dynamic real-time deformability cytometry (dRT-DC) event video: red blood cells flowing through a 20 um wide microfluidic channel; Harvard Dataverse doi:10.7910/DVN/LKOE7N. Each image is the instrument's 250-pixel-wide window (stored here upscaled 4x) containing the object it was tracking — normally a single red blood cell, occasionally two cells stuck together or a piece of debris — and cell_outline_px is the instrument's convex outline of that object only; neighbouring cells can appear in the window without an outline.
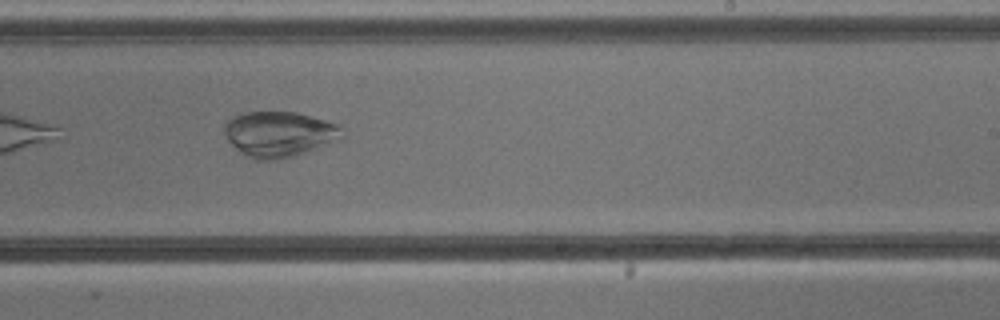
{"species": "common noctule bat (a hibernating species)", "species_latin": "Nyctalus noctula", "temperature_condition": "cold", "stored_images_in_passage": 7, "camera_frame_rate_fps": 3000, "um_per_image_px": 0.085, "animal": {"sex": "male", "body_mass_g": 13.3}, "frame": {"image": 1, "passage_image": 6, "time_ms": 6.667, "image_size_px": [1000, 320], "cell_outline_px": [[344, 136], [332, 144], [292, 156], [276, 160], [256, 160], [248, 156], [236, 148], [224, 136], [224, 120], [232, 116], [244, 112], [296, 112], [340, 124]], "centroid_in_image_um": [23.74, 11.39], "position_along_channel_um": 265.3, "area_um2": 31.44}}